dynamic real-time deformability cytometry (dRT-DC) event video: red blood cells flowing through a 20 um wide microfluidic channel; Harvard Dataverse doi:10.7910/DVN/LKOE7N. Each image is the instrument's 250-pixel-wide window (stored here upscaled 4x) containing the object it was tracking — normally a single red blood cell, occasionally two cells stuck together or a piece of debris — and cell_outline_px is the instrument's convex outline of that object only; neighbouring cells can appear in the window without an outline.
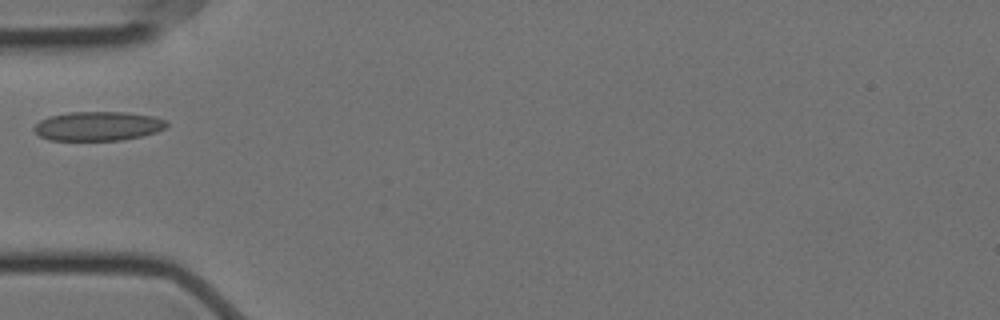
{"species": "Egyptian fruit bat (a non-hibernating species)", "species_latin": "Rousettus aegyptiacus", "temperature_condition": "cold", "stored_images_in_passage": 4, "camera_frame_rate_fps": 3000, "um_per_image_px": 0.085, "animal": {"sex": "female"}, "frame": {"image": 1, "passage_image": 4, "time_ms": 1.0, "image_size_px": [1000, 320], "cell_outline_px": [[168, 124], [164, 128], [156, 132], [124, 140], [48, 140], [40, 136], [32, 128], [40, 120], [48, 116], [68, 112], [124, 112], [152, 116], [168, 120]], "centroid_in_image_um": [8.32, 10.71], "position_along_channel_um": 76.7, "area_um2": 22.6}}